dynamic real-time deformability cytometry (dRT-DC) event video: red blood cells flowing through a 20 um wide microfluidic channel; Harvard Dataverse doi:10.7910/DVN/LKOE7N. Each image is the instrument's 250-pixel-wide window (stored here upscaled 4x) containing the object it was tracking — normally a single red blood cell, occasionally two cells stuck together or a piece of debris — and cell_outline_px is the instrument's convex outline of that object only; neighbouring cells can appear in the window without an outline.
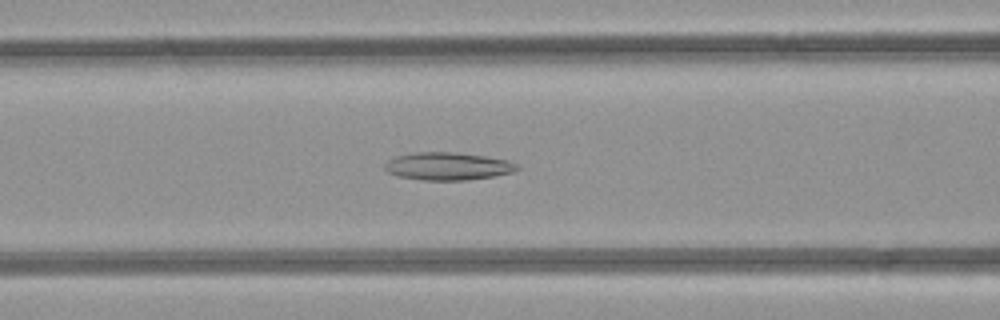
{"species": "common noctule bat (a hibernating species)", "species_latin": "Nyctalus noctula", "temperature_condition": "room temperature", "stored_images_in_passage": 48, "camera_frame_rate_fps": 3000, "um_per_image_px": 0.085, "animal": {"sex": "female", "body_mass_g": 21.9}, "frame": {"image": 1, "passage_image": 19, "time_ms": 6.0, "image_size_px": [1000, 320], "cell_outline_px": [[520, 168], [512, 172], [492, 176], [468, 180], [420, 180], [396, 176], [388, 172], [384, 168], [384, 164], [388, 160], [396, 156], [416, 152], [456, 152], [484, 156], [508, 160], [516, 164]], "centroid_in_image_um": [38.02, 14.13], "position_along_channel_um": 128.6, "area_um2": 21.39}}
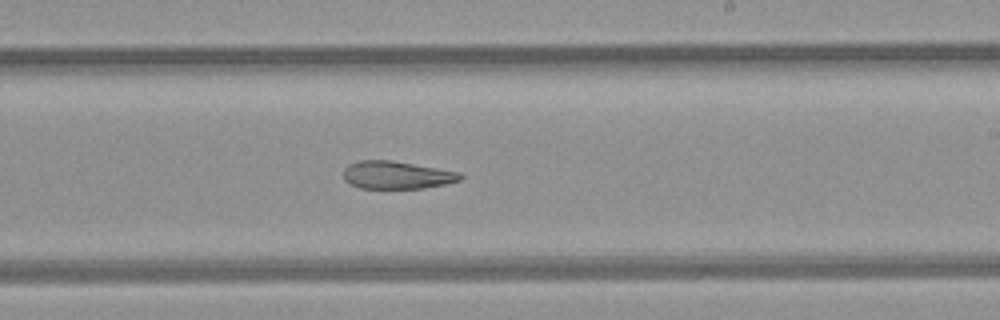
{"frame": {"image": 2, "passage_image": 28, "time_ms": 9.0, "image_size_px": [1000, 320], "cell_outline_px": [[464, 176], [460, 180], [448, 184], [424, 188], [360, 188], [344, 180], [344, 168], [348, 164], [360, 160], [392, 160], [460, 172]], "centroid_in_image_um": [33.74, 14.87], "position_along_channel_um": 255.3, "area_um2": 18.96}}
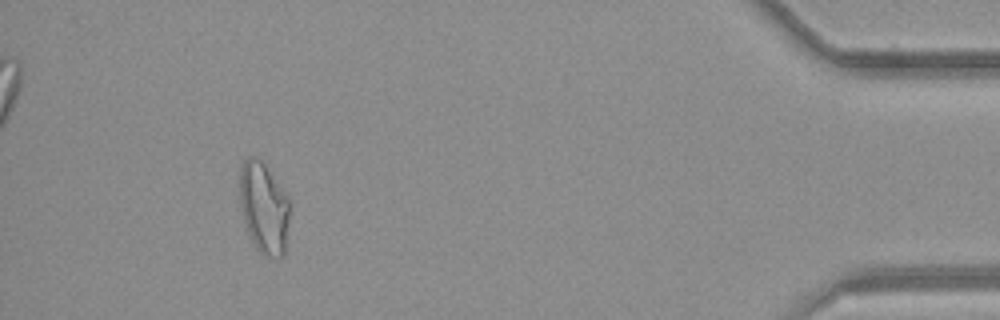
{"frame": {"image": 3, "passage_image": 44, "time_ms": 14.333, "image_size_px": [1000, 320], "cell_outline_px": [[288, 220], [284, 256], [268, 256], [260, 252], [256, 248], [248, 232], [244, 220], [240, 200], [240, 168], [244, 160], [248, 156], [256, 156], [264, 164], [288, 200]], "centroid_in_image_um": [22.4, 17.66], "position_along_channel_um": 412.8, "area_um2": 25.72}, "authors_computed_cell_mechanics": {"area_um2": 23.987, "velocity_mm_per_s": 4.2281, "shape_relaxation_time_tau1_ms": null, "shape_relaxation_time_tau2_ms": 6.2393, "deformation_change_tau1": null, "deformation_change_tau2": 0.1735}}